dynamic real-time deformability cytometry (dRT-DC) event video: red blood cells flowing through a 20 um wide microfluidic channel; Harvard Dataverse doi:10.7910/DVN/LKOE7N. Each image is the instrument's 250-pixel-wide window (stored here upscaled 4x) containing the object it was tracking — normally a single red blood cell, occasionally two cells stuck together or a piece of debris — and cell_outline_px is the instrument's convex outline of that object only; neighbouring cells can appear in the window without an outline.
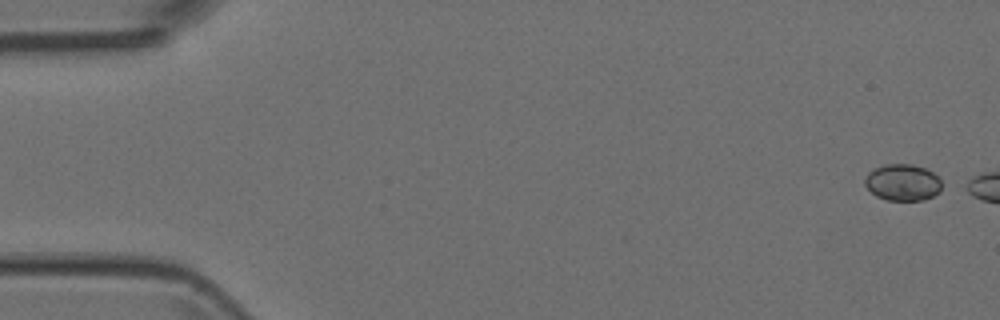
{"species": "Egyptian fruit bat (a non-hibernating species)", "species_latin": "Rousettus aegyptiacus", "temperature_condition": "room temperature", "stored_images_in_passage": 3, "camera_frame_rate_fps": 3000, "um_per_image_px": 0.085, "animal": {"sex": "female"}, "frame": {"image": 1, "passage_image": 1, "time_ms": 0.0, "image_size_px": [1000, 320], "cell_outline_px": [[940, 192], [924, 200], [884, 200], [876, 196], [864, 184], [864, 180], [868, 172], [884, 164], [912, 164], [924, 168], [932, 172], [940, 180]], "centroid_in_image_um": [76.7, 15.51], "position_along_channel_um": 8.3, "area_um2": 16.3}}